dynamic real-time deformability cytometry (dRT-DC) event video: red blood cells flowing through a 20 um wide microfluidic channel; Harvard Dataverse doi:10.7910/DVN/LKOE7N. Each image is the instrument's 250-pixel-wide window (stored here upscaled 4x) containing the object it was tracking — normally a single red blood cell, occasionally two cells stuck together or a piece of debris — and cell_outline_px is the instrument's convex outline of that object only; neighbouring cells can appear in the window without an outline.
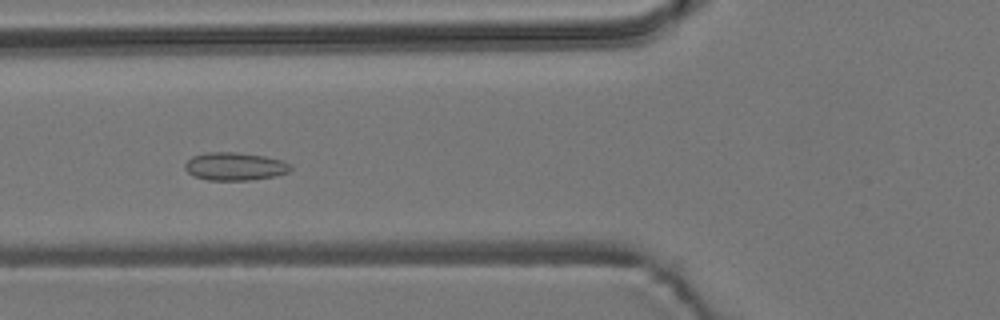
{"species": "common noctule bat (a hibernating species)", "species_latin": "Nyctalus noctula", "temperature_condition": "room temperature", "stored_images_in_passage": 7, "camera_frame_rate_fps": 3000, "um_per_image_px": 0.085, "animal": {"sex": "male", "body_mass_g": 19.2, "forearm_length_mm": 51.8}, "frame": {"image": 1, "passage_image": 6, "time_ms": 6.0, "image_size_px": [1000, 320], "cell_outline_px": [[292, 168], [288, 172], [276, 176], [252, 180], [208, 180], [192, 176], [184, 168], [184, 164], [192, 156], [204, 152], [236, 152], [264, 156], [284, 160], [292, 164]], "centroid_in_image_um": [19.97, 14.14], "position_along_channel_um": 105.8, "area_um2": 17.51}}
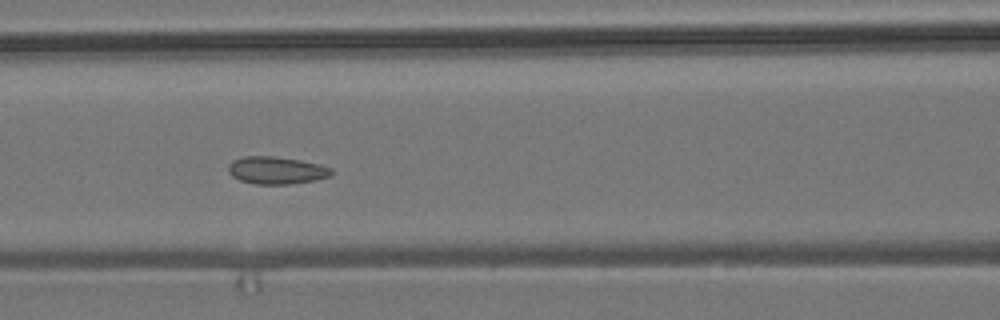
{"frame": {"image": 2, "passage_image": 7, "time_ms": 7.0, "image_size_px": [1000, 320], "cell_outline_px": [[332, 172], [328, 176], [316, 180], [288, 184], [256, 184], [240, 180], [232, 176], [228, 172], [228, 164], [232, 160], [244, 156], [272, 156], [300, 160], [320, 164], [332, 168]], "centroid_in_image_um": [23.47, 14.47], "position_along_channel_um": 143.1, "area_um2": 16.47}}